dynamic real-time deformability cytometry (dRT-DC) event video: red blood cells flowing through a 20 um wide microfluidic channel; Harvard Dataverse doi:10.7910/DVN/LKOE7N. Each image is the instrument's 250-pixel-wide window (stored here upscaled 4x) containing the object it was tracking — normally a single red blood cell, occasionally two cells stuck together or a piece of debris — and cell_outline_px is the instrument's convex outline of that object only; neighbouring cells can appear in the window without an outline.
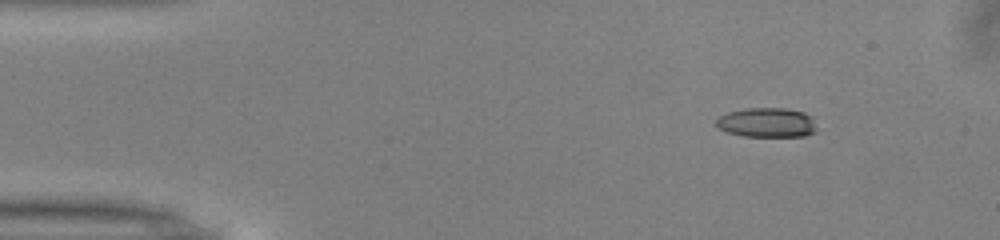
{"species": "common noctule bat (a hibernating species)", "species_latin": "Nyctalus noctula", "temperature_condition": "warm", "stored_images_in_passage": 46, "camera_frame_rate_fps": 3000, "um_per_image_px": 0.085, "animal": {"sex": "male", "body_mass_g": 13.0, "forearm_length_mm": 53.1}, "frame": {"image": 1, "passage_image": 1, "time_ms": 0.0, "image_size_px": [1000, 240], "cell_outline_px": [[816, 132], [804, 136], [744, 136], [728, 132], [720, 128], [716, 124], [716, 120], [720, 116], [728, 112], [744, 108], [784, 108], [804, 112], [812, 116], [816, 128]], "centroid_in_image_um": [65.21, 10.41], "position_along_channel_um": 19.8, "area_um2": 17.28}}
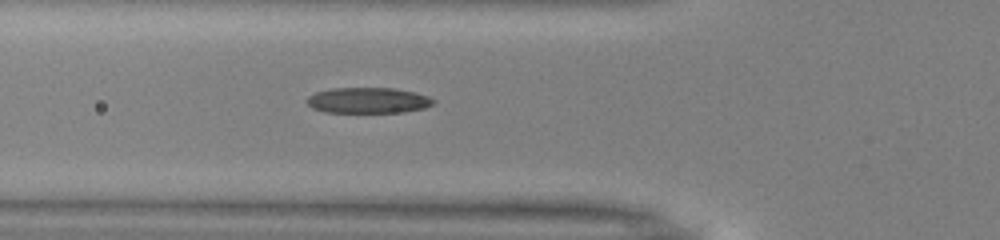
{"frame": {"image": 2, "passage_image": 13, "time_ms": 4.0, "image_size_px": [1000, 240], "cell_outline_px": [[436, 104], [424, 108], [404, 112], [324, 112], [312, 108], [308, 104], [308, 96], [316, 92], [332, 88], [396, 88], [416, 92], [428, 96], [436, 100]], "centroid_in_image_um": [31.34, 8.53], "position_along_channel_um": 94.5, "area_um2": 19.07}}
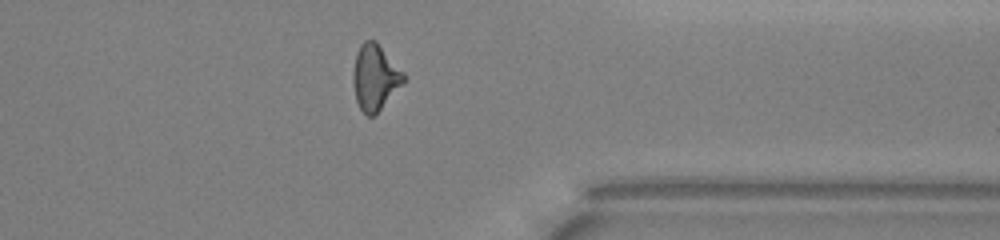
{"frame": {"image": 3, "passage_image": 35, "time_ms": 11.333, "image_size_px": [1000, 240], "cell_outline_px": [[408, 80], [376, 116], [368, 116], [360, 108], [356, 100], [352, 80], [352, 76], [356, 52], [360, 44], [364, 40], [376, 40], [408, 76]], "centroid_in_image_um": [31.93, 6.59], "position_along_channel_um": 379.5, "area_um2": 20.11}, "authors_computed_cell_mechanics": {"area_um2": 19.0162, "velocity_mm_per_s": 4.0273, "shape_relaxation_time_tau1_ms": 7.5648, "shape_relaxation_time_tau2_ms": 2.3409, "deformation_change_tau1": 0.214, "deformation_change_tau2": 0.1264}}